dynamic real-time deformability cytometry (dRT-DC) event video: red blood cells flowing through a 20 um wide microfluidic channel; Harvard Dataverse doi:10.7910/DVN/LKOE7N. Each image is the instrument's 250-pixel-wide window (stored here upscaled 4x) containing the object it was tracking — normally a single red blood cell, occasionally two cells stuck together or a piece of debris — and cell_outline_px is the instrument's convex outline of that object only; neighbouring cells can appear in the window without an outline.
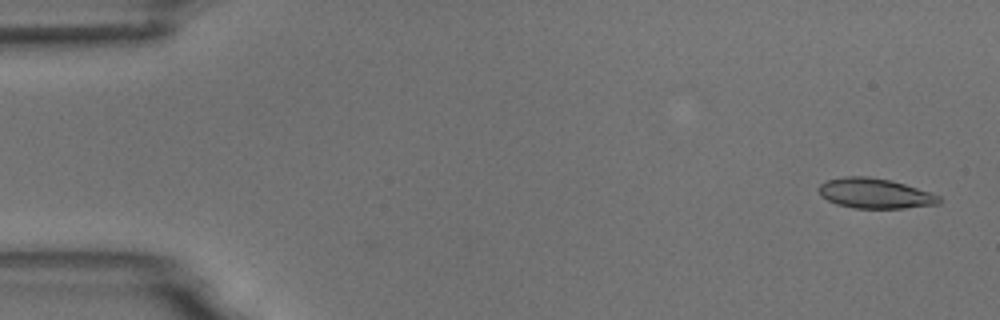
{"species": "common noctule bat (a hibernating species)", "species_latin": "Nyctalus noctula", "temperature_condition": "room temperature", "stored_images_in_passage": 2, "camera_frame_rate_fps": 3000, "um_per_image_px": 0.085, "animal": {"sex": "male", "body_mass_g": 18.8}, "frame": {"image": 1, "passage_image": 2, "time_ms": 2.0, "image_size_px": [1000, 320], "cell_outline_px": [[940, 204], [904, 208], [852, 208], [836, 204], [820, 196], [816, 188], [820, 184], [828, 180], [844, 176], [868, 176], [892, 180], [940, 196]], "centroid_in_image_um": [74.32, 16.43], "position_along_channel_um": 10.7, "area_um2": 21.15}}